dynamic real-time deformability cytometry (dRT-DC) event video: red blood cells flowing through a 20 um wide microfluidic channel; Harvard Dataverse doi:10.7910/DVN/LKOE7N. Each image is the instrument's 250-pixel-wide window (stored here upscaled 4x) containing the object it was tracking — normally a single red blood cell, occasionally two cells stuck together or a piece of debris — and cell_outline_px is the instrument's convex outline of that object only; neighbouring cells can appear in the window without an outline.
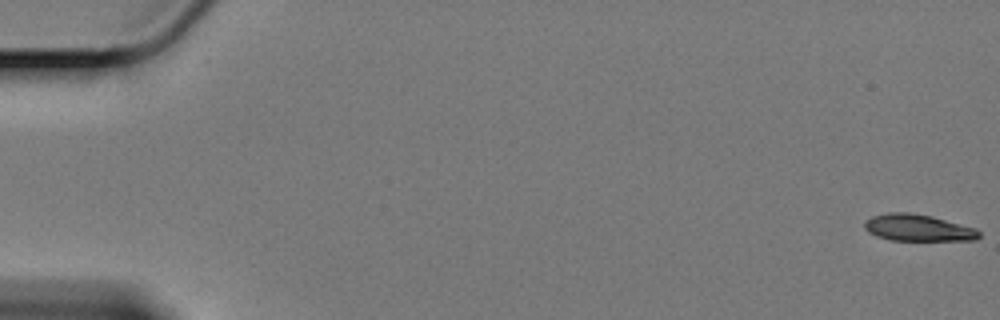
{"species": "Egyptian fruit bat (a non-hibernating species)", "species_latin": "Rousettus aegyptiacus", "temperature_condition": "cold", "stored_images_in_passage": 61, "camera_frame_rate_fps": 3000, "um_per_image_px": 0.085, "animal": {"sex": "female"}, "frame": {"image": 1, "passage_image": 1, "time_ms": 0.0, "image_size_px": [1000, 320], "cell_outline_px": [[980, 236], [976, 240], [888, 240], [876, 236], [868, 232], [864, 228], [864, 224], [872, 216], [888, 212], [908, 212], [932, 216], [976, 228], [980, 232]], "centroid_in_image_um": [78.03, 19.36], "position_along_channel_um": 7.0, "area_um2": 17.86}}
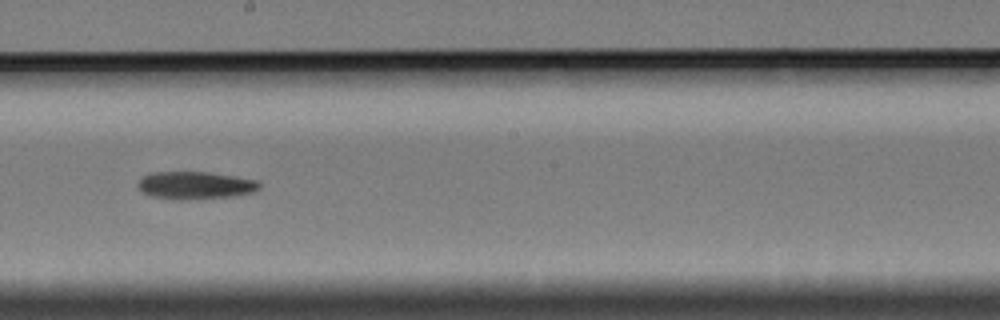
{"frame": {"image": 2, "passage_image": 35, "time_ms": 11.333, "image_size_px": [1000, 320], "cell_outline_px": [[260, 188], [252, 192], [232, 196], [180, 200], [152, 196], [144, 192], [136, 184], [144, 176], [156, 172], [208, 172], [236, 176], [260, 180]], "centroid_in_image_um": [16.65, 15.74], "position_along_channel_um": 231.6, "area_um2": 19.36}}
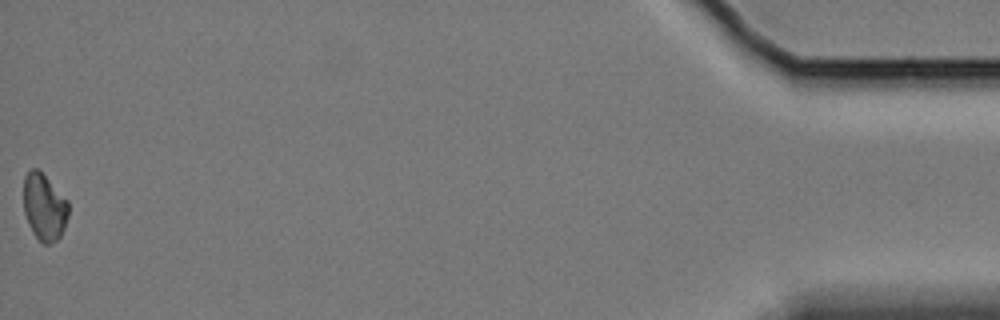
{"frame": {"image": 3, "passage_image": 61, "time_ms": 20.0, "image_size_px": [1000, 320], "cell_outline_px": [[68, 216], [64, 228], [60, 236], [56, 240], [48, 244], [44, 244], [32, 232], [28, 224], [24, 212], [24, 176], [32, 168], [36, 168], [68, 200]], "centroid_in_image_um": [3.76, 17.61], "position_along_channel_um": 431.4, "area_um2": 17.22}, "authors_computed_cell_mechanics": {"area_um2": 18.6694, "velocity_mm_per_s": 3.3385, "shape_relaxation_time_tau1_ms": 4.7624, "shape_relaxation_time_tau2_ms": null, "deformation_change_tau1": 0.1079, "deformation_change_tau2": null}}